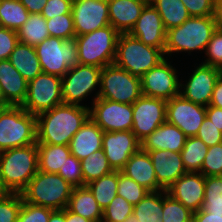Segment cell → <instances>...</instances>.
Listing matches in <instances>:
<instances>
[{
    "mask_svg": "<svg viewBox=\"0 0 222 222\" xmlns=\"http://www.w3.org/2000/svg\"><path fill=\"white\" fill-rule=\"evenodd\" d=\"M89 118V106L59 104L36 116L37 143L69 145Z\"/></svg>",
    "mask_w": 222,
    "mask_h": 222,
    "instance_id": "cell-1",
    "label": "cell"
},
{
    "mask_svg": "<svg viewBox=\"0 0 222 222\" xmlns=\"http://www.w3.org/2000/svg\"><path fill=\"white\" fill-rule=\"evenodd\" d=\"M37 172V144L0 152V177L9 193H20Z\"/></svg>",
    "mask_w": 222,
    "mask_h": 222,
    "instance_id": "cell-2",
    "label": "cell"
},
{
    "mask_svg": "<svg viewBox=\"0 0 222 222\" xmlns=\"http://www.w3.org/2000/svg\"><path fill=\"white\" fill-rule=\"evenodd\" d=\"M73 186L57 173L38 170L20 192L23 202L52 210L67 208Z\"/></svg>",
    "mask_w": 222,
    "mask_h": 222,
    "instance_id": "cell-3",
    "label": "cell"
},
{
    "mask_svg": "<svg viewBox=\"0 0 222 222\" xmlns=\"http://www.w3.org/2000/svg\"><path fill=\"white\" fill-rule=\"evenodd\" d=\"M164 56L161 49L146 45L129 33H121L113 64L141 79L146 72L163 61Z\"/></svg>",
    "mask_w": 222,
    "mask_h": 222,
    "instance_id": "cell-4",
    "label": "cell"
},
{
    "mask_svg": "<svg viewBox=\"0 0 222 222\" xmlns=\"http://www.w3.org/2000/svg\"><path fill=\"white\" fill-rule=\"evenodd\" d=\"M216 30L214 17H190L182 25L167 30L164 54L205 50Z\"/></svg>",
    "mask_w": 222,
    "mask_h": 222,
    "instance_id": "cell-5",
    "label": "cell"
},
{
    "mask_svg": "<svg viewBox=\"0 0 222 222\" xmlns=\"http://www.w3.org/2000/svg\"><path fill=\"white\" fill-rule=\"evenodd\" d=\"M37 144L36 116L22 106L8 105L0 112V152Z\"/></svg>",
    "mask_w": 222,
    "mask_h": 222,
    "instance_id": "cell-6",
    "label": "cell"
},
{
    "mask_svg": "<svg viewBox=\"0 0 222 222\" xmlns=\"http://www.w3.org/2000/svg\"><path fill=\"white\" fill-rule=\"evenodd\" d=\"M119 34L112 25H108L76 36L78 63L99 68L113 64Z\"/></svg>",
    "mask_w": 222,
    "mask_h": 222,
    "instance_id": "cell-7",
    "label": "cell"
},
{
    "mask_svg": "<svg viewBox=\"0 0 222 222\" xmlns=\"http://www.w3.org/2000/svg\"><path fill=\"white\" fill-rule=\"evenodd\" d=\"M142 95L141 79L114 64L102 68L100 88L95 98L133 104Z\"/></svg>",
    "mask_w": 222,
    "mask_h": 222,
    "instance_id": "cell-8",
    "label": "cell"
},
{
    "mask_svg": "<svg viewBox=\"0 0 222 222\" xmlns=\"http://www.w3.org/2000/svg\"><path fill=\"white\" fill-rule=\"evenodd\" d=\"M43 73L63 77L78 64L75 38L63 40L50 36L34 47Z\"/></svg>",
    "mask_w": 222,
    "mask_h": 222,
    "instance_id": "cell-9",
    "label": "cell"
},
{
    "mask_svg": "<svg viewBox=\"0 0 222 222\" xmlns=\"http://www.w3.org/2000/svg\"><path fill=\"white\" fill-rule=\"evenodd\" d=\"M62 77L47 73L38 74L28 82L27 97L22 107L37 116L64 103L61 95Z\"/></svg>",
    "mask_w": 222,
    "mask_h": 222,
    "instance_id": "cell-10",
    "label": "cell"
},
{
    "mask_svg": "<svg viewBox=\"0 0 222 222\" xmlns=\"http://www.w3.org/2000/svg\"><path fill=\"white\" fill-rule=\"evenodd\" d=\"M102 68L93 65L77 64L62 77L61 95L65 104L81 105L96 86L100 88Z\"/></svg>",
    "mask_w": 222,
    "mask_h": 222,
    "instance_id": "cell-11",
    "label": "cell"
},
{
    "mask_svg": "<svg viewBox=\"0 0 222 222\" xmlns=\"http://www.w3.org/2000/svg\"><path fill=\"white\" fill-rule=\"evenodd\" d=\"M89 117L104 131H126L133 126L132 104L97 98L89 107Z\"/></svg>",
    "mask_w": 222,
    "mask_h": 222,
    "instance_id": "cell-12",
    "label": "cell"
},
{
    "mask_svg": "<svg viewBox=\"0 0 222 222\" xmlns=\"http://www.w3.org/2000/svg\"><path fill=\"white\" fill-rule=\"evenodd\" d=\"M151 68L141 78L142 94L145 96L170 100L180 95L179 76L175 67L167 59ZM168 61V62H167Z\"/></svg>",
    "mask_w": 222,
    "mask_h": 222,
    "instance_id": "cell-13",
    "label": "cell"
},
{
    "mask_svg": "<svg viewBox=\"0 0 222 222\" xmlns=\"http://www.w3.org/2000/svg\"><path fill=\"white\" fill-rule=\"evenodd\" d=\"M166 100L141 95L133 104L131 131L141 141L166 122Z\"/></svg>",
    "mask_w": 222,
    "mask_h": 222,
    "instance_id": "cell-14",
    "label": "cell"
},
{
    "mask_svg": "<svg viewBox=\"0 0 222 222\" xmlns=\"http://www.w3.org/2000/svg\"><path fill=\"white\" fill-rule=\"evenodd\" d=\"M206 117V107L184 99L172 97L166 103V121L178 127L187 137L196 136Z\"/></svg>",
    "mask_w": 222,
    "mask_h": 222,
    "instance_id": "cell-15",
    "label": "cell"
},
{
    "mask_svg": "<svg viewBox=\"0 0 222 222\" xmlns=\"http://www.w3.org/2000/svg\"><path fill=\"white\" fill-rule=\"evenodd\" d=\"M222 74L217 67L199 64L186 84L180 83V95L193 103L207 107L210 104L215 84ZM183 89V90H182Z\"/></svg>",
    "mask_w": 222,
    "mask_h": 222,
    "instance_id": "cell-16",
    "label": "cell"
},
{
    "mask_svg": "<svg viewBox=\"0 0 222 222\" xmlns=\"http://www.w3.org/2000/svg\"><path fill=\"white\" fill-rule=\"evenodd\" d=\"M71 12L76 36L110 25L107 0L72 1Z\"/></svg>",
    "mask_w": 222,
    "mask_h": 222,
    "instance_id": "cell-17",
    "label": "cell"
},
{
    "mask_svg": "<svg viewBox=\"0 0 222 222\" xmlns=\"http://www.w3.org/2000/svg\"><path fill=\"white\" fill-rule=\"evenodd\" d=\"M140 149V141L131 130L104 132L102 150L113 170L120 171Z\"/></svg>",
    "mask_w": 222,
    "mask_h": 222,
    "instance_id": "cell-18",
    "label": "cell"
},
{
    "mask_svg": "<svg viewBox=\"0 0 222 222\" xmlns=\"http://www.w3.org/2000/svg\"><path fill=\"white\" fill-rule=\"evenodd\" d=\"M204 189L205 176L200 172H187L167 189V193L194 213L203 206Z\"/></svg>",
    "mask_w": 222,
    "mask_h": 222,
    "instance_id": "cell-19",
    "label": "cell"
},
{
    "mask_svg": "<svg viewBox=\"0 0 222 222\" xmlns=\"http://www.w3.org/2000/svg\"><path fill=\"white\" fill-rule=\"evenodd\" d=\"M166 29L162 18L152 4H147L129 34L142 43L161 49L166 45Z\"/></svg>",
    "mask_w": 222,
    "mask_h": 222,
    "instance_id": "cell-20",
    "label": "cell"
},
{
    "mask_svg": "<svg viewBox=\"0 0 222 222\" xmlns=\"http://www.w3.org/2000/svg\"><path fill=\"white\" fill-rule=\"evenodd\" d=\"M156 173L158 185L167 190L179 177L187 173L181 153L170 150L147 151Z\"/></svg>",
    "mask_w": 222,
    "mask_h": 222,
    "instance_id": "cell-21",
    "label": "cell"
},
{
    "mask_svg": "<svg viewBox=\"0 0 222 222\" xmlns=\"http://www.w3.org/2000/svg\"><path fill=\"white\" fill-rule=\"evenodd\" d=\"M0 89L7 105L22 106L27 97L28 82L8 59L0 60Z\"/></svg>",
    "mask_w": 222,
    "mask_h": 222,
    "instance_id": "cell-22",
    "label": "cell"
},
{
    "mask_svg": "<svg viewBox=\"0 0 222 222\" xmlns=\"http://www.w3.org/2000/svg\"><path fill=\"white\" fill-rule=\"evenodd\" d=\"M186 139L187 136L178 127L166 121L140 141V149L145 152L170 150L180 153Z\"/></svg>",
    "mask_w": 222,
    "mask_h": 222,
    "instance_id": "cell-23",
    "label": "cell"
},
{
    "mask_svg": "<svg viewBox=\"0 0 222 222\" xmlns=\"http://www.w3.org/2000/svg\"><path fill=\"white\" fill-rule=\"evenodd\" d=\"M120 171L150 192L163 190L157 183L155 169L148 152L139 149Z\"/></svg>",
    "mask_w": 222,
    "mask_h": 222,
    "instance_id": "cell-24",
    "label": "cell"
},
{
    "mask_svg": "<svg viewBox=\"0 0 222 222\" xmlns=\"http://www.w3.org/2000/svg\"><path fill=\"white\" fill-rule=\"evenodd\" d=\"M107 2L110 25L120 34L130 32L147 5L141 0H107Z\"/></svg>",
    "mask_w": 222,
    "mask_h": 222,
    "instance_id": "cell-25",
    "label": "cell"
},
{
    "mask_svg": "<svg viewBox=\"0 0 222 222\" xmlns=\"http://www.w3.org/2000/svg\"><path fill=\"white\" fill-rule=\"evenodd\" d=\"M104 131L89 117L72 137L70 152L78 160L102 149Z\"/></svg>",
    "mask_w": 222,
    "mask_h": 222,
    "instance_id": "cell-26",
    "label": "cell"
},
{
    "mask_svg": "<svg viewBox=\"0 0 222 222\" xmlns=\"http://www.w3.org/2000/svg\"><path fill=\"white\" fill-rule=\"evenodd\" d=\"M67 209L93 222H101L103 209L87 186L73 187Z\"/></svg>",
    "mask_w": 222,
    "mask_h": 222,
    "instance_id": "cell-27",
    "label": "cell"
},
{
    "mask_svg": "<svg viewBox=\"0 0 222 222\" xmlns=\"http://www.w3.org/2000/svg\"><path fill=\"white\" fill-rule=\"evenodd\" d=\"M8 60L29 82L42 73L41 65L33 46L18 42Z\"/></svg>",
    "mask_w": 222,
    "mask_h": 222,
    "instance_id": "cell-28",
    "label": "cell"
},
{
    "mask_svg": "<svg viewBox=\"0 0 222 222\" xmlns=\"http://www.w3.org/2000/svg\"><path fill=\"white\" fill-rule=\"evenodd\" d=\"M38 170L47 173H58L71 154L69 145L37 143Z\"/></svg>",
    "mask_w": 222,
    "mask_h": 222,
    "instance_id": "cell-29",
    "label": "cell"
},
{
    "mask_svg": "<svg viewBox=\"0 0 222 222\" xmlns=\"http://www.w3.org/2000/svg\"><path fill=\"white\" fill-rule=\"evenodd\" d=\"M151 4L160 14L166 31L182 25L191 17L181 0H154Z\"/></svg>",
    "mask_w": 222,
    "mask_h": 222,
    "instance_id": "cell-30",
    "label": "cell"
},
{
    "mask_svg": "<svg viewBox=\"0 0 222 222\" xmlns=\"http://www.w3.org/2000/svg\"><path fill=\"white\" fill-rule=\"evenodd\" d=\"M18 42L37 46L50 37L46 19L38 13L30 14L24 25L17 31Z\"/></svg>",
    "mask_w": 222,
    "mask_h": 222,
    "instance_id": "cell-31",
    "label": "cell"
},
{
    "mask_svg": "<svg viewBox=\"0 0 222 222\" xmlns=\"http://www.w3.org/2000/svg\"><path fill=\"white\" fill-rule=\"evenodd\" d=\"M163 190L149 192L138 204L134 205L133 215L139 222H162Z\"/></svg>",
    "mask_w": 222,
    "mask_h": 222,
    "instance_id": "cell-32",
    "label": "cell"
},
{
    "mask_svg": "<svg viewBox=\"0 0 222 222\" xmlns=\"http://www.w3.org/2000/svg\"><path fill=\"white\" fill-rule=\"evenodd\" d=\"M118 171L114 170L109 174L95 179L86 186L92 192L99 206L104 209L117 196Z\"/></svg>",
    "mask_w": 222,
    "mask_h": 222,
    "instance_id": "cell-33",
    "label": "cell"
},
{
    "mask_svg": "<svg viewBox=\"0 0 222 222\" xmlns=\"http://www.w3.org/2000/svg\"><path fill=\"white\" fill-rule=\"evenodd\" d=\"M29 15L19 0H0V27L18 31Z\"/></svg>",
    "mask_w": 222,
    "mask_h": 222,
    "instance_id": "cell-34",
    "label": "cell"
},
{
    "mask_svg": "<svg viewBox=\"0 0 222 222\" xmlns=\"http://www.w3.org/2000/svg\"><path fill=\"white\" fill-rule=\"evenodd\" d=\"M208 146L197 136L187 137L181 156L187 172H200Z\"/></svg>",
    "mask_w": 222,
    "mask_h": 222,
    "instance_id": "cell-35",
    "label": "cell"
},
{
    "mask_svg": "<svg viewBox=\"0 0 222 222\" xmlns=\"http://www.w3.org/2000/svg\"><path fill=\"white\" fill-rule=\"evenodd\" d=\"M81 169L85 185L114 171L109 165L108 159L102 149L95 151L88 157L82 159Z\"/></svg>",
    "mask_w": 222,
    "mask_h": 222,
    "instance_id": "cell-36",
    "label": "cell"
},
{
    "mask_svg": "<svg viewBox=\"0 0 222 222\" xmlns=\"http://www.w3.org/2000/svg\"><path fill=\"white\" fill-rule=\"evenodd\" d=\"M202 209L212 215H222V175L205 176Z\"/></svg>",
    "mask_w": 222,
    "mask_h": 222,
    "instance_id": "cell-37",
    "label": "cell"
},
{
    "mask_svg": "<svg viewBox=\"0 0 222 222\" xmlns=\"http://www.w3.org/2000/svg\"><path fill=\"white\" fill-rule=\"evenodd\" d=\"M162 222H192L193 212L163 190Z\"/></svg>",
    "mask_w": 222,
    "mask_h": 222,
    "instance_id": "cell-38",
    "label": "cell"
},
{
    "mask_svg": "<svg viewBox=\"0 0 222 222\" xmlns=\"http://www.w3.org/2000/svg\"><path fill=\"white\" fill-rule=\"evenodd\" d=\"M150 191L133 179L118 171L117 195L126 199L133 206L138 204Z\"/></svg>",
    "mask_w": 222,
    "mask_h": 222,
    "instance_id": "cell-39",
    "label": "cell"
},
{
    "mask_svg": "<svg viewBox=\"0 0 222 222\" xmlns=\"http://www.w3.org/2000/svg\"><path fill=\"white\" fill-rule=\"evenodd\" d=\"M46 24L49 35L52 37L63 40H71L76 37L72 14H63L47 19Z\"/></svg>",
    "mask_w": 222,
    "mask_h": 222,
    "instance_id": "cell-40",
    "label": "cell"
},
{
    "mask_svg": "<svg viewBox=\"0 0 222 222\" xmlns=\"http://www.w3.org/2000/svg\"><path fill=\"white\" fill-rule=\"evenodd\" d=\"M134 206L126 199L117 195L111 203L103 209L102 221L104 222H125L133 214Z\"/></svg>",
    "mask_w": 222,
    "mask_h": 222,
    "instance_id": "cell-41",
    "label": "cell"
},
{
    "mask_svg": "<svg viewBox=\"0 0 222 222\" xmlns=\"http://www.w3.org/2000/svg\"><path fill=\"white\" fill-rule=\"evenodd\" d=\"M23 199L20 193H8L0 199V222H17Z\"/></svg>",
    "mask_w": 222,
    "mask_h": 222,
    "instance_id": "cell-42",
    "label": "cell"
},
{
    "mask_svg": "<svg viewBox=\"0 0 222 222\" xmlns=\"http://www.w3.org/2000/svg\"><path fill=\"white\" fill-rule=\"evenodd\" d=\"M59 174L65 181L73 187L86 186L83 181L81 160L70 154L65 161L63 167H60Z\"/></svg>",
    "mask_w": 222,
    "mask_h": 222,
    "instance_id": "cell-43",
    "label": "cell"
},
{
    "mask_svg": "<svg viewBox=\"0 0 222 222\" xmlns=\"http://www.w3.org/2000/svg\"><path fill=\"white\" fill-rule=\"evenodd\" d=\"M201 173L204 176L222 175V143L208 147Z\"/></svg>",
    "mask_w": 222,
    "mask_h": 222,
    "instance_id": "cell-44",
    "label": "cell"
},
{
    "mask_svg": "<svg viewBox=\"0 0 222 222\" xmlns=\"http://www.w3.org/2000/svg\"><path fill=\"white\" fill-rule=\"evenodd\" d=\"M204 52L208 58L202 63L222 70V31L213 32Z\"/></svg>",
    "mask_w": 222,
    "mask_h": 222,
    "instance_id": "cell-45",
    "label": "cell"
},
{
    "mask_svg": "<svg viewBox=\"0 0 222 222\" xmlns=\"http://www.w3.org/2000/svg\"><path fill=\"white\" fill-rule=\"evenodd\" d=\"M53 211L54 210L46 207L23 202L18 214L17 222H48L50 214Z\"/></svg>",
    "mask_w": 222,
    "mask_h": 222,
    "instance_id": "cell-46",
    "label": "cell"
},
{
    "mask_svg": "<svg viewBox=\"0 0 222 222\" xmlns=\"http://www.w3.org/2000/svg\"><path fill=\"white\" fill-rule=\"evenodd\" d=\"M208 147L222 143V131L205 117L197 135Z\"/></svg>",
    "mask_w": 222,
    "mask_h": 222,
    "instance_id": "cell-47",
    "label": "cell"
},
{
    "mask_svg": "<svg viewBox=\"0 0 222 222\" xmlns=\"http://www.w3.org/2000/svg\"><path fill=\"white\" fill-rule=\"evenodd\" d=\"M191 17L213 16L214 0H181Z\"/></svg>",
    "mask_w": 222,
    "mask_h": 222,
    "instance_id": "cell-48",
    "label": "cell"
},
{
    "mask_svg": "<svg viewBox=\"0 0 222 222\" xmlns=\"http://www.w3.org/2000/svg\"><path fill=\"white\" fill-rule=\"evenodd\" d=\"M17 43V31L0 27V60L8 59Z\"/></svg>",
    "mask_w": 222,
    "mask_h": 222,
    "instance_id": "cell-49",
    "label": "cell"
},
{
    "mask_svg": "<svg viewBox=\"0 0 222 222\" xmlns=\"http://www.w3.org/2000/svg\"><path fill=\"white\" fill-rule=\"evenodd\" d=\"M72 0H48L41 15L47 20L58 15L72 14Z\"/></svg>",
    "mask_w": 222,
    "mask_h": 222,
    "instance_id": "cell-50",
    "label": "cell"
},
{
    "mask_svg": "<svg viewBox=\"0 0 222 222\" xmlns=\"http://www.w3.org/2000/svg\"><path fill=\"white\" fill-rule=\"evenodd\" d=\"M206 117L222 131V108L208 105L206 107Z\"/></svg>",
    "mask_w": 222,
    "mask_h": 222,
    "instance_id": "cell-51",
    "label": "cell"
},
{
    "mask_svg": "<svg viewBox=\"0 0 222 222\" xmlns=\"http://www.w3.org/2000/svg\"><path fill=\"white\" fill-rule=\"evenodd\" d=\"M192 222H222V215H212L201 208L193 213Z\"/></svg>",
    "mask_w": 222,
    "mask_h": 222,
    "instance_id": "cell-52",
    "label": "cell"
},
{
    "mask_svg": "<svg viewBox=\"0 0 222 222\" xmlns=\"http://www.w3.org/2000/svg\"><path fill=\"white\" fill-rule=\"evenodd\" d=\"M30 14H41L48 0H19Z\"/></svg>",
    "mask_w": 222,
    "mask_h": 222,
    "instance_id": "cell-53",
    "label": "cell"
},
{
    "mask_svg": "<svg viewBox=\"0 0 222 222\" xmlns=\"http://www.w3.org/2000/svg\"><path fill=\"white\" fill-rule=\"evenodd\" d=\"M209 105L222 108V74L215 84Z\"/></svg>",
    "mask_w": 222,
    "mask_h": 222,
    "instance_id": "cell-54",
    "label": "cell"
},
{
    "mask_svg": "<svg viewBox=\"0 0 222 222\" xmlns=\"http://www.w3.org/2000/svg\"><path fill=\"white\" fill-rule=\"evenodd\" d=\"M213 17L216 29L222 31V0L215 1Z\"/></svg>",
    "mask_w": 222,
    "mask_h": 222,
    "instance_id": "cell-55",
    "label": "cell"
},
{
    "mask_svg": "<svg viewBox=\"0 0 222 222\" xmlns=\"http://www.w3.org/2000/svg\"><path fill=\"white\" fill-rule=\"evenodd\" d=\"M65 222H93L79 214L70 212L67 208H65Z\"/></svg>",
    "mask_w": 222,
    "mask_h": 222,
    "instance_id": "cell-56",
    "label": "cell"
},
{
    "mask_svg": "<svg viewBox=\"0 0 222 222\" xmlns=\"http://www.w3.org/2000/svg\"><path fill=\"white\" fill-rule=\"evenodd\" d=\"M48 222H65V209L54 210L50 214Z\"/></svg>",
    "mask_w": 222,
    "mask_h": 222,
    "instance_id": "cell-57",
    "label": "cell"
},
{
    "mask_svg": "<svg viewBox=\"0 0 222 222\" xmlns=\"http://www.w3.org/2000/svg\"><path fill=\"white\" fill-rule=\"evenodd\" d=\"M8 190L3 186L2 184V180H1V177H0V199L5 197L7 194H8Z\"/></svg>",
    "mask_w": 222,
    "mask_h": 222,
    "instance_id": "cell-58",
    "label": "cell"
},
{
    "mask_svg": "<svg viewBox=\"0 0 222 222\" xmlns=\"http://www.w3.org/2000/svg\"><path fill=\"white\" fill-rule=\"evenodd\" d=\"M125 222H139L137 217H135L133 214H131L126 220Z\"/></svg>",
    "mask_w": 222,
    "mask_h": 222,
    "instance_id": "cell-59",
    "label": "cell"
},
{
    "mask_svg": "<svg viewBox=\"0 0 222 222\" xmlns=\"http://www.w3.org/2000/svg\"><path fill=\"white\" fill-rule=\"evenodd\" d=\"M0 104H6L5 100H4V97L2 95V92H1V89H0Z\"/></svg>",
    "mask_w": 222,
    "mask_h": 222,
    "instance_id": "cell-60",
    "label": "cell"
},
{
    "mask_svg": "<svg viewBox=\"0 0 222 222\" xmlns=\"http://www.w3.org/2000/svg\"><path fill=\"white\" fill-rule=\"evenodd\" d=\"M8 106L7 104H0V112L3 110L4 107Z\"/></svg>",
    "mask_w": 222,
    "mask_h": 222,
    "instance_id": "cell-61",
    "label": "cell"
},
{
    "mask_svg": "<svg viewBox=\"0 0 222 222\" xmlns=\"http://www.w3.org/2000/svg\"><path fill=\"white\" fill-rule=\"evenodd\" d=\"M141 1H144V2H146L147 4H151L154 0H141Z\"/></svg>",
    "mask_w": 222,
    "mask_h": 222,
    "instance_id": "cell-62",
    "label": "cell"
}]
</instances>
